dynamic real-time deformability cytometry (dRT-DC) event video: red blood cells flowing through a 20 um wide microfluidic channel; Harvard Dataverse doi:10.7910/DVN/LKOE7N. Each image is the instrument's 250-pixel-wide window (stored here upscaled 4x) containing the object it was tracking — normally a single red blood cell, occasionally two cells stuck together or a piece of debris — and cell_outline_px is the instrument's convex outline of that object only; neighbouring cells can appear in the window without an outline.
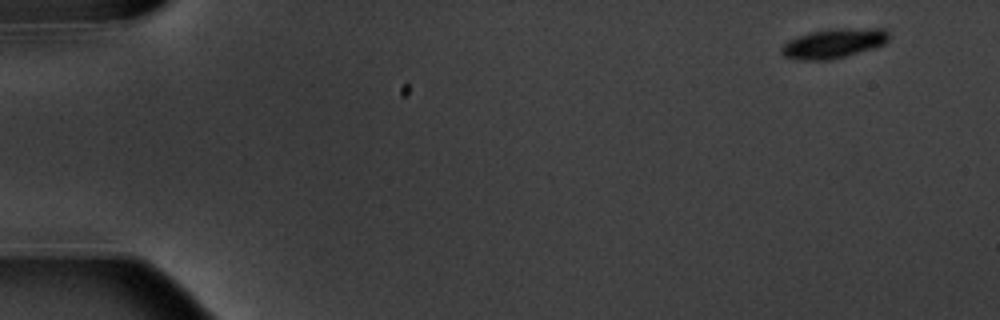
{"species": "common noctule bat (a hibernating species)", "species_latin": "Nyctalus noctula", "temperature_condition": "warm", "stored_images_in_passage": 5, "camera_frame_rate_fps": 3000, "um_per_image_px": 0.085, "animal": {"sex": "male", "body_mass_g": 20.1, "forearm_length_mm": 53.5}, "frame": {"image": 1, "passage_image": 1, "time_ms": 0.0, "image_size_px": [1000, 320], "cell_outline_px": [[888, 40], [884, 44], [872, 48], [832, 60], [796, 60], [784, 56], [780, 52], [780, 48], [788, 40], [796, 36], [812, 32], [836, 28], [884, 28], [888, 32]], "centroid_in_image_um": [70.83, 3.69], "position_along_channel_um": 14.2, "area_um2": 18.55}}
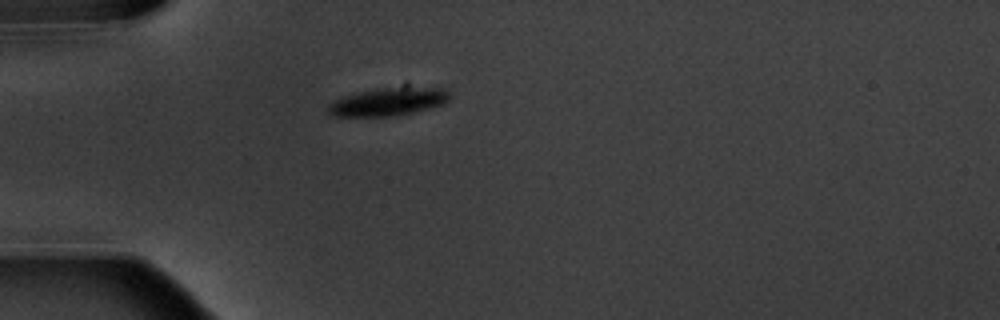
{"frame": {"image": 2, "passage_image": 5, "time_ms": 4.333, "image_size_px": [1000, 320], "cell_outline_px": [[452, 96], [444, 104], [412, 112], [392, 116], [336, 116], [328, 112], [328, 104], [344, 96], [360, 92], [384, 88], [444, 88]], "centroid_in_image_um": [33.02, 8.66], "position_along_channel_um": 52.0, "area_um2": 19.25}}